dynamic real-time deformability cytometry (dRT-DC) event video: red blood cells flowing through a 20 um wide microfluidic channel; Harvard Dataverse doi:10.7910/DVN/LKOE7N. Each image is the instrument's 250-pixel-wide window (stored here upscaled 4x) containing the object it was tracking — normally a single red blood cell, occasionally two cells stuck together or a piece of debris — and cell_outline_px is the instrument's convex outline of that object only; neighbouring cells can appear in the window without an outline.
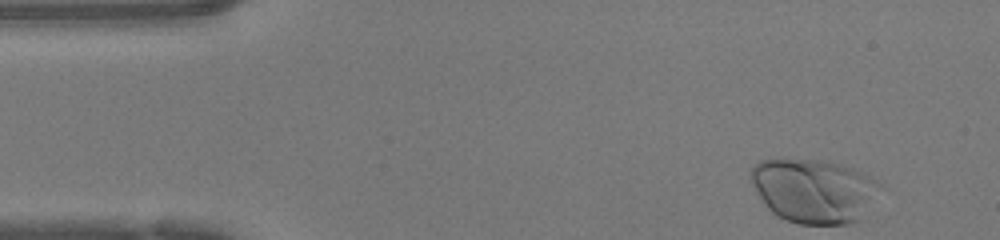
{"species": "human", "species_latin": "Homo sapiens", "temperature_condition": "warm", "stored_images_in_passage": 36, "camera_frame_rate_fps": 3000, "um_per_image_px": 0.085, "donor": {"sex": "female"}, "frame": {"image": 1, "passage_image": 1, "time_ms": 0.0, "image_size_px": [1000, 240], "cell_outline_px": [[888, 188], [856, 220], [848, 224], [800, 224], [776, 216], [764, 204], [756, 192], [748, 176], [752, 168], [760, 160], [828, 160], [852, 168], [872, 176]], "centroid_in_image_um": [69.24, 16.2], "position_along_channel_um": 15.8, "area_um2": 48.73}}
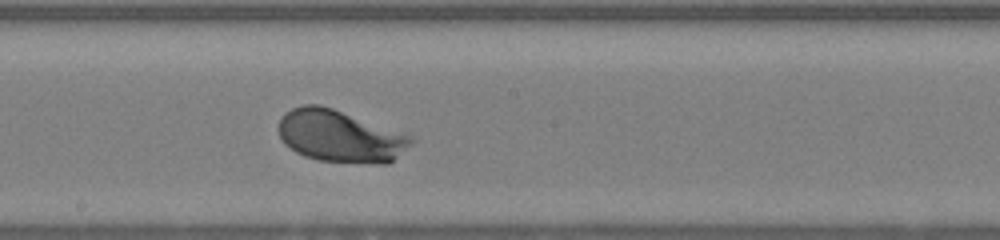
{"frame": {"image": 2, "passage_image": 22, "time_ms": 7.0, "image_size_px": [1000, 240], "cell_outline_px": [[416, 140], [412, 144], [388, 164], [380, 164], [320, 160], [304, 156], [296, 152], [284, 144], [276, 128], [280, 120], [292, 108], [304, 104], [320, 104], [332, 108], [412, 136]], "centroid_in_image_um": [28.89, 11.58], "position_along_channel_um": 219.3, "area_um2": 40.0}}
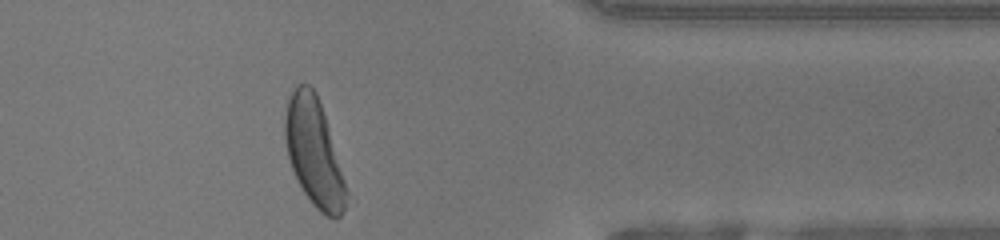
{"frame": {"image": 3, "passage_image": 35, "time_ms": 11.333, "image_size_px": [1000, 240], "cell_outline_px": [[356, 200], [336, 220], [320, 212], [312, 204], [304, 192], [288, 160], [284, 136], [284, 116], [288, 96], [300, 84], [308, 84], [316, 92]], "centroid_in_image_um": [26.82, 13.08], "position_along_channel_um": 384.6, "area_um2": 40.4}, "authors_computed_cell_mechanics": {"area_um2": 39.882, "velocity_mm_per_s": 4.2517, "shape_relaxation_time_tau1_ms": 1.297, "shape_relaxation_time_tau2_ms": null, "deformation_change_tau1": 0.1283, "deformation_change_tau2": null}}